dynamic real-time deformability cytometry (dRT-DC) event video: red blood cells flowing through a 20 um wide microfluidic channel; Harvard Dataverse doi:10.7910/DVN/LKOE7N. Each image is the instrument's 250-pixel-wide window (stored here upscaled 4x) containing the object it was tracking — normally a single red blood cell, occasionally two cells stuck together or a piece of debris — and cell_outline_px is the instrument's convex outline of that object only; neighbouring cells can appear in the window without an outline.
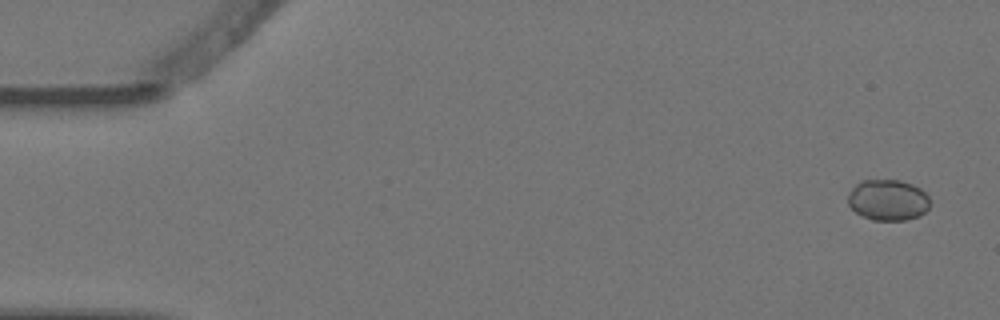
{"species": "Egyptian fruit bat (a non-hibernating species)", "species_latin": "Rousettus aegyptiacus", "temperature_condition": "warm", "stored_images_in_passage": 4, "camera_frame_rate_fps": 3000, "um_per_image_px": 0.085, "animal": {"sex": "female"}, "frame": {"image": 1, "passage_image": 1, "time_ms": 0.0, "image_size_px": [1000, 320], "cell_outline_px": [[928, 208], [920, 216], [904, 220], [872, 220], [856, 212], [848, 204], [848, 192], [860, 180], [900, 180], [912, 184], [920, 188], [928, 196]], "centroid_in_image_um": [75.46, 16.99], "position_along_channel_um": 9.5, "area_um2": 19.54}}
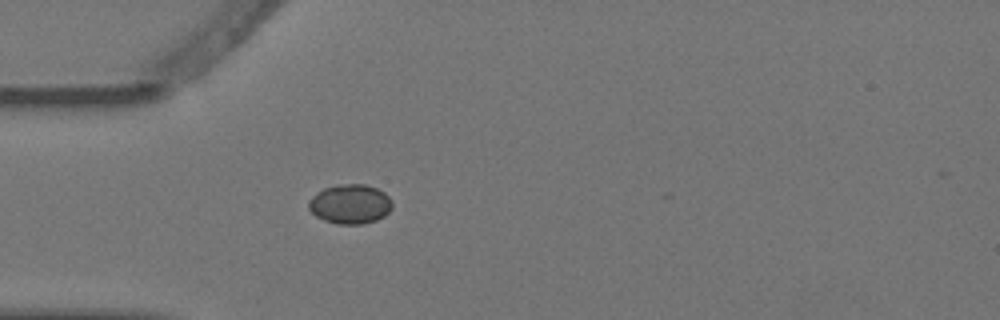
{"frame": {"image": 2, "passage_image": 4, "time_ms": 1.0, "image_size_px": [1000, 320], "cell_outline_px": [[392, 208], [384, 216], [376, 220], [364, 224], [336, 224], [324, 220], [316, 216], [308, 208], [308, 200], [312, 196], [324, 188], [340, 184], [364, 184], [376, 188], [384, 192], [392, 200]], "centroid_in_image_um": [29.76, 17.35], "position_along_channel_um": 55.2, "area_um2": 19.31}}